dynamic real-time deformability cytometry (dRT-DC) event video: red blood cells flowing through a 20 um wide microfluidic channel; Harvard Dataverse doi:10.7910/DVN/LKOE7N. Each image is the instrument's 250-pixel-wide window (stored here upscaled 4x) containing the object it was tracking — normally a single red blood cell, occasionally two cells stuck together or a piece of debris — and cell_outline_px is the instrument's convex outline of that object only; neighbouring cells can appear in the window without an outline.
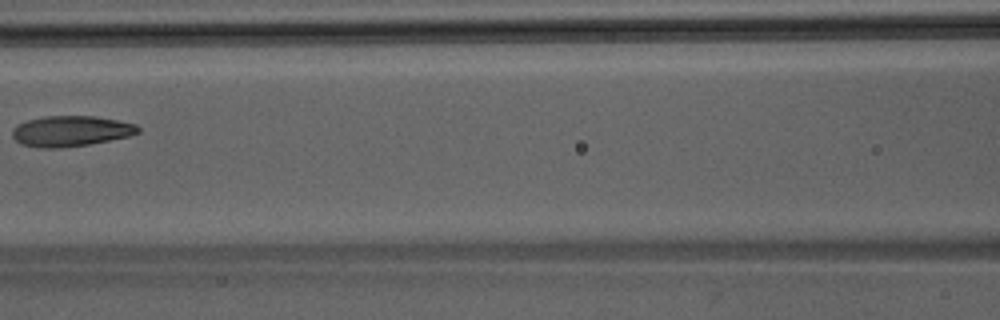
{"species": "Egyptian fruit bat (a non-hibernating species)", "species_latin": "Rousettus aegyptiacus", "temperature_condition": "room temperature", "stored_images_in_passage": 6, "camera_frame_rate_fps": 3000, "um_per_image_px": 0.085, "animal": {"sex": "male"}, "frame": {"image": 1, "passage_image": 6, "time_ms": 1.667, "image_size_px": [1000, 320], "cell_outline_px": [[140, 132], [128, 136], [88, 144], [60, 148], [40, 148], [20, 144], [12, 136], [12, 128], [16, 124], [28, 120], [44, 116], [92, 116], [116, 120], [136, 124], [140, 128]], "centroid_in_image_um": [5.97, 11.14], "position_along_channel_um": 160.6, "area_um2": 22.37}}